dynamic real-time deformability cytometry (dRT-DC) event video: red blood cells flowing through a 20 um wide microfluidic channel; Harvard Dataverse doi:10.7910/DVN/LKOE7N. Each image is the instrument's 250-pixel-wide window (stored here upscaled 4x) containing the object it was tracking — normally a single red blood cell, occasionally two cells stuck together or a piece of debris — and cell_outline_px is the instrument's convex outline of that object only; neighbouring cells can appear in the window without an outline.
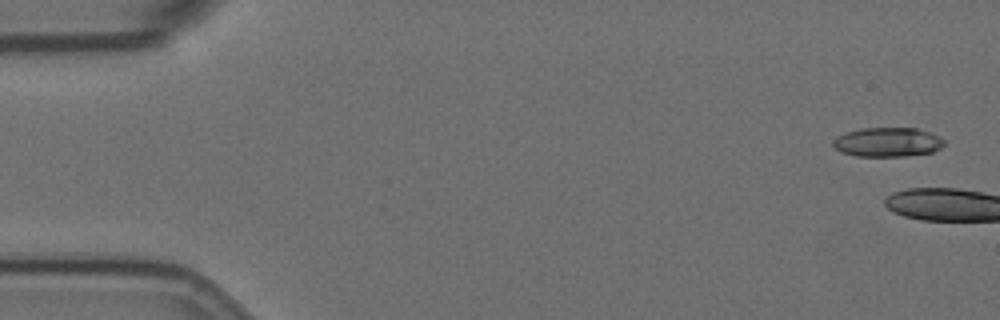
{"species": "Egyptian fruit bat (a non-hibernating species)", "species_latin": "Rousettus aegyptiacus", "temperature_condition": "room temperature", "stored_images_in_passage": 5, "camera_frame_rate_fps": 3000, "um_per_image_px": 0.085, "animal": {"sex": "female"}, "frame": {"image": 1, "passage_image": 1, "time_ms": 0.0, "image_size_px": [1000, 320], "cell_outline_px": [[944, 144], [940, 148], [932, 152], [904, 156], [856, 156], [840, 152], [832, 144], [832, 140], [836, 136], [860, 128], [916, 128], [928, 132], [944, 140]], "centroid_in_image_um": [75.4, 12.08], "position_along_channel_um": 9.6, "area_um2": 18.84}}
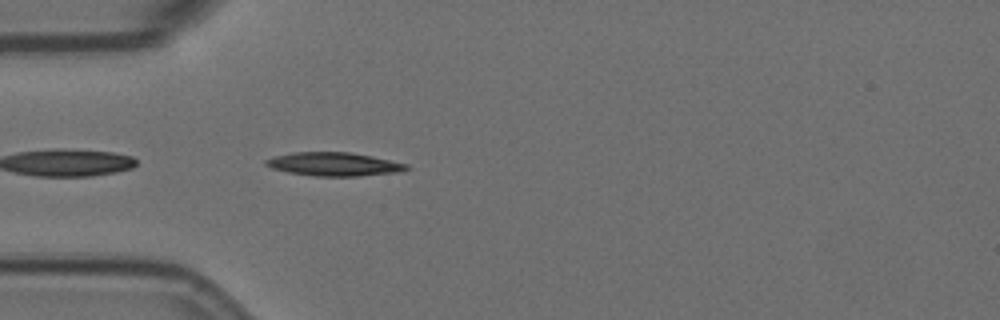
{"frame": {"image": 2, "passage_image": 5, "time_ms": 6.333, "image_size_px": [1000, 320], "cell_outline_px": [[412, 168], [400, 172], [360, 176], [316, 176], [288, 172], [272, 168], [264, 164], [264, 160], [276, 156], [292, 152], [352, 152], [372, 156], [408, 164]], "centroid_in_image_um": [28.43, 13.95], "position_along_channel_um": 56.6, "area_um2": 19.36}}